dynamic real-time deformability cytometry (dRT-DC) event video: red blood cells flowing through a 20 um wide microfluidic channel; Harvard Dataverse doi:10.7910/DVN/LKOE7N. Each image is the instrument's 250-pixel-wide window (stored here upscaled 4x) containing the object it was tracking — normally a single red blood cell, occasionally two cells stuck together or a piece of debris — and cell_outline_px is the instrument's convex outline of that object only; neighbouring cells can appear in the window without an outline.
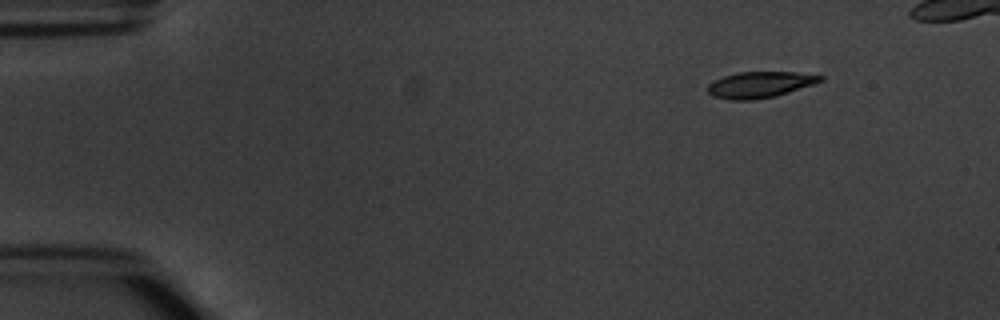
{"species": "common noctule bat (a hibernating species)", "species_latin": "Nyctalus noctula", "temperature_condition": "warm", "stored_images_in_passage": 8, "camera_frame_rate_fps": 3000, "um_per_image_px": 0.085, "animal": {"sex": "male", "body_mass_g": 20.1, "forearm_length_mm": 53.5}, "frame": {"image": 1, "passage_image": 2, "time_ms": 1.0, "image_size_px": [1000, 320], "cell_outline_px": [[824, 80], [816, 84], [776, 96], [752, 100], [732, 100], [712, 96], [708, 92], [708, 84], [724, 76], [736, 72], [796, 72], [824, 76]], "centroid_in_image_um": [64.63, 7.2], "position_along_channel_um": 20.4, "area_um2": 17.22}}
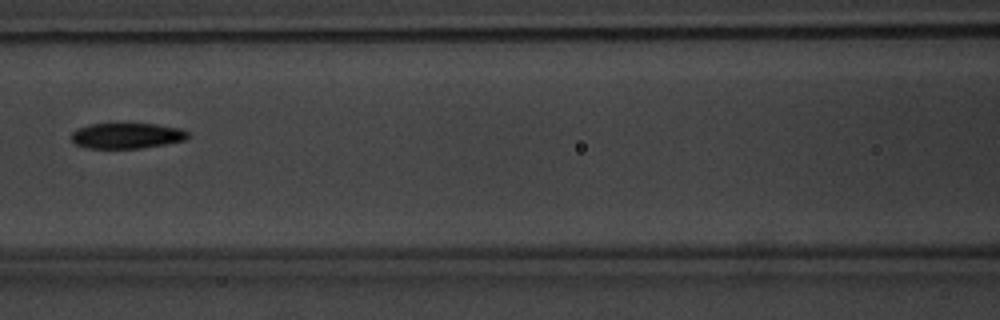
{"frame": {"image": 2, "passage_image": 7, "time_ms": 7.0, "image_size_px": [1000, 320], "cell_outline_px": [[192, 136], [184, 140], [164, 144], [140, 148], [84, 148], [76, 144], [72, 140], [72, 132], [76, 128], [88, 124], [156, 124], [180, 128], [188, 132]], "centroid_in_image_um": [10.77, 11.53], "position_along_channel_um": 155.8, "area_um2": 17.4}}
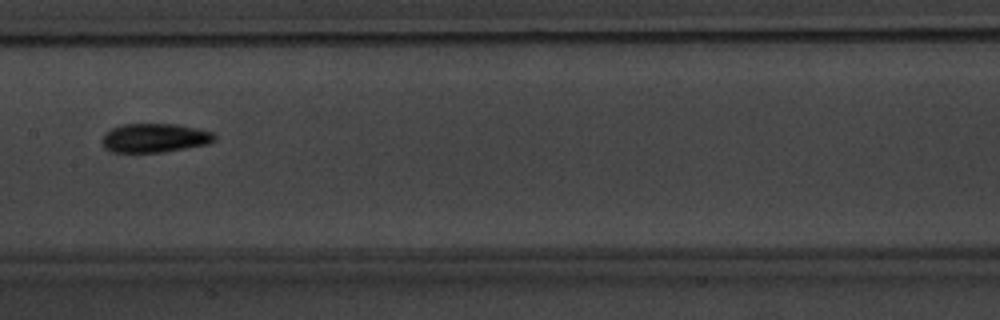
{"frame": {"image": 3, "passage_image": 8, "time_ms": 8.0, "image_size_px": [1000, 320], "cell_outline_px": [[216, 140], [208, 144], [160, 152], [112, 152], [104, 148], [104, 136], [112, 128], [124, 124], [176, 124], [196, 128], [212, 132], [216, 136]], "centroid_in_image_um": [13.18, 11.72], "position_along_channel_um": 194.2, "area_um2": 18.67}}